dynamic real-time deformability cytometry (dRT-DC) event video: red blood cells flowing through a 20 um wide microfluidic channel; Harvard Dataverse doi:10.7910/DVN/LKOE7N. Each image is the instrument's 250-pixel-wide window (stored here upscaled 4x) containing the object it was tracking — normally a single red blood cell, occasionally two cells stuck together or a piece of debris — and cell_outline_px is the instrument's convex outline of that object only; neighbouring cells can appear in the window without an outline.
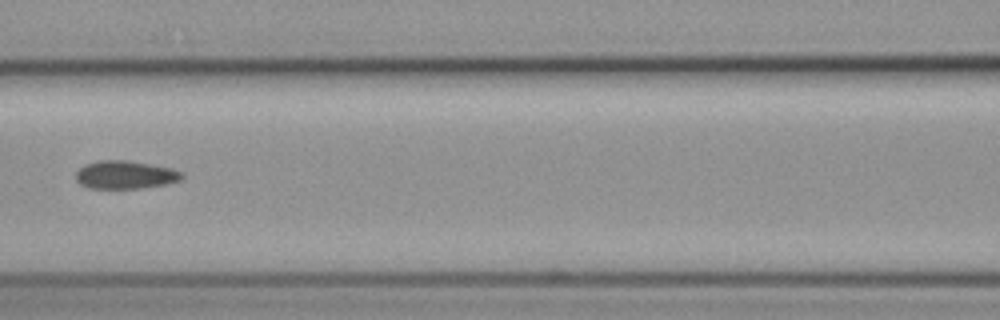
{"species": "common noctule bat (a hibernating species)", "species_latin": "Nyctalus noctula", "temperature_condition": "cold", "stored_images_in_passage": 15, "camera_frame_rate_fps": 3000, "um_per_image_px": 0.085, "animal": {"sex": "female", "body_mass_g": 19.3, "forearm_length_mm": 54.1}, "frame": {"image": 1, "passage_image": 7, "time_ms": 8.0, "image_size_px": [1000, 320], "cell_outline_px": [[184, 176], [180, 180], [168, 184], [140, 188], [88, 188], [80, 184], [76, 180], [76, 172], [84, 164], [96, 160], [124, 160], [172, 168], [180, 172]], "centroid_in_image_um": [10.62, 14.86], "position_along_channel_um": 156.0, "area_um2": 17.34}, "authors_computed_cell_mechanics": {"area_um2": 17.7446, "velocity_mm_per_s": 3.6474, "shape_relaxation_time_tau1_ms": 2.0764, "shape_relaxation_time_tau2_ms": null, "deformation_change_tau1": 0.0213, "deformation_change_tau2": null}}